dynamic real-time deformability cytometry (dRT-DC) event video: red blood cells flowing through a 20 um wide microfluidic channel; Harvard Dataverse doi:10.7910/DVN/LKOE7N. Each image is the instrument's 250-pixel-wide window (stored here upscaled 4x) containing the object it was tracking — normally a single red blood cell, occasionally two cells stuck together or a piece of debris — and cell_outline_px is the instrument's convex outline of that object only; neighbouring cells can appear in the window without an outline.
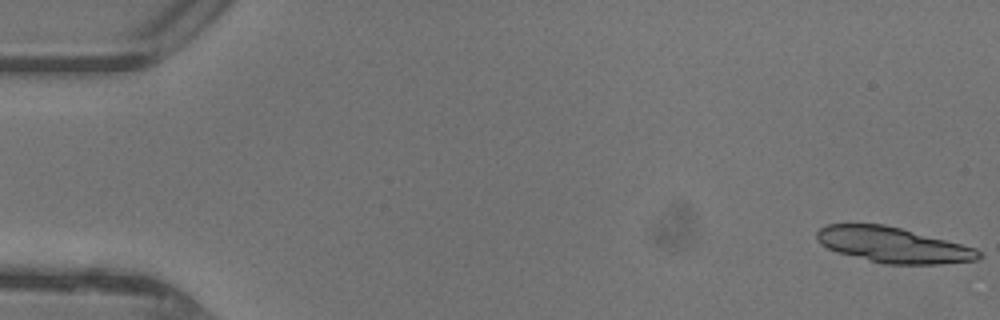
{"species": "common noctule bat (a hibernating species)", "species_latin": "Nyctalus noctula", "temperature_condition": "warm", "stored_images_in_passage": 29, "segment_of_instrument_passage": [1, 2], "camera_frame_rate_fps": 3000, "um_per_image_px": 0.085, "animal": {"sex": "female"}, "frame": {"image": 1, "passage_image": 1, "time_ms": 0.0, "image_size_px": [1000, 320], "cell_outline_px": [[984, 256], [980, 260], [940, 264], [884, 264], [836, 252], [820, 244], [816, 236], [816, 232], [820, 228], [828, 224], [884, 224], [900, 228], [976, 248]], "centroid_in_image_um": [75.92, 20.83], "position_along_channel_um": 9.1, "area_um2": 33.35}}